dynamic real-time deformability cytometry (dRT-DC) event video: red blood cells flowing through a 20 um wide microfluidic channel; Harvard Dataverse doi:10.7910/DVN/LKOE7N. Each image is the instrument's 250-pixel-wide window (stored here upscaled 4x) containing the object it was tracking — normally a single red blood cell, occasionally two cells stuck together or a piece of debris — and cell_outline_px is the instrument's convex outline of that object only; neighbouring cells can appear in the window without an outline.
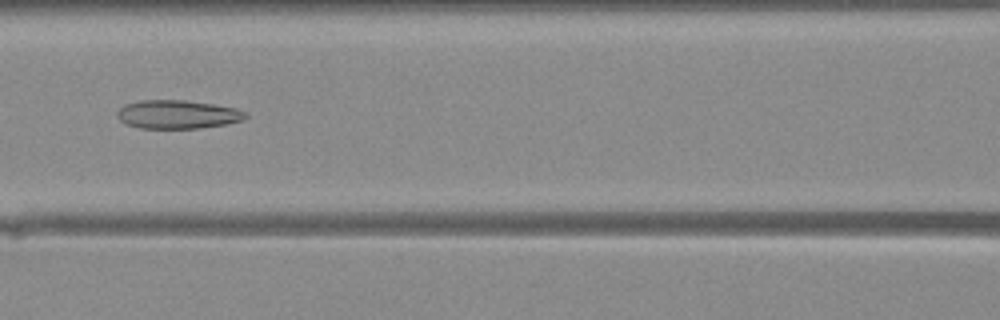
{"species": "Egyptian fruit bat (a non-hibernating species)", "species_latin": "Rousettus aegyptiacus", "temperature_condition": "warm", "stored_images_in_passage": 29, "camera_frame_rate_fps": 3000, "um_per_image_px": 0.085, "animal": {"sex": "female"}, "frame": {"image": 1, "passage_image": 10, "time_ms": 3.0, "image_size_px": [1000, 320], "cell_outline_px": [[248, 116], [244, 120], [224, 124], [200, 128], [140, 128], [128, 124], [120, 120], [116, 116], [116, 112], [124, 104], [140, 100], [184, 100], [216, 104], [236, 108], [248, 112]], "centroid_in_image_um": [15.11, 9.71], "position_along_channel_um": 151.5, "area_um2": 21.5}}
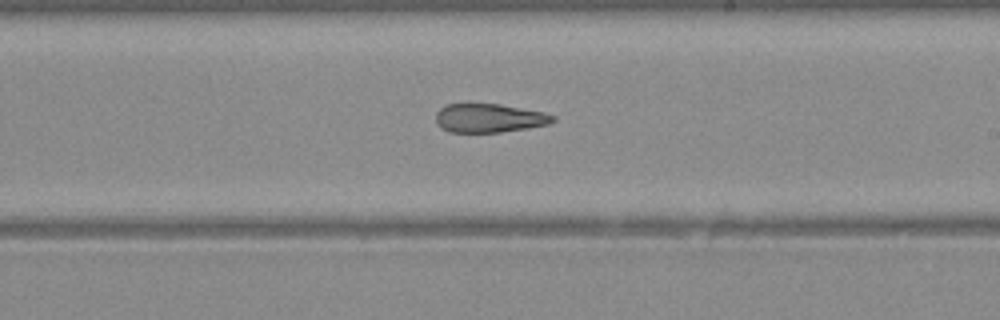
{"frame": {"image": 2, "passage_image": 16, "time_ms": 5.0, "image_size_px": [1000, 320], "cell_outline_px": [[556, 120], [548, 124], [528, 128], [500, 132], [448, 132], [440, 128], [436, 124], [436, 112], [444, 104], [500, 104], [544, 112], [556, 116]], "centroid_in_image_um": [41.56, 10.04], "position_along_channel_um": 247.4, "area_um2": 19.77}}
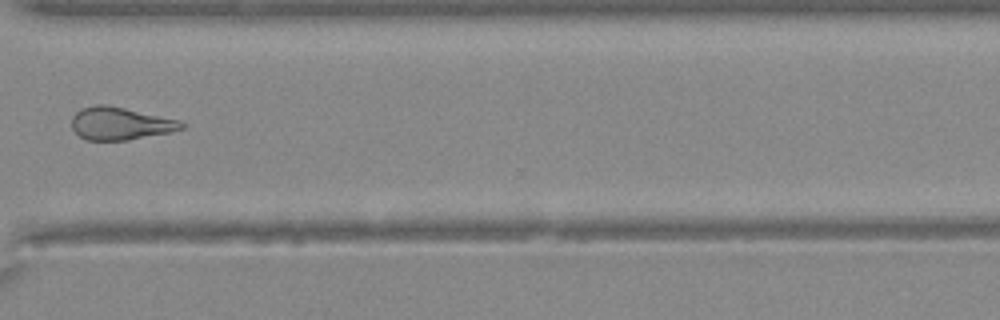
{"frame": {"image": 3, "passage_image": 23, "time_ms": 7.333, "image_size_px": [1000, 320], "cell_outline_px": [[188, 124], [184, 128], [172, 132], [128, 140], [84, 140], [72, 128], [72, 116], [80, 108], [96, 104], [104, 104], [124, 108], [176, 120]], "centroid_in_image_um": [10.2, 10.51], "position_along_channel_um": 360.4, "area_um2": 20.81}}